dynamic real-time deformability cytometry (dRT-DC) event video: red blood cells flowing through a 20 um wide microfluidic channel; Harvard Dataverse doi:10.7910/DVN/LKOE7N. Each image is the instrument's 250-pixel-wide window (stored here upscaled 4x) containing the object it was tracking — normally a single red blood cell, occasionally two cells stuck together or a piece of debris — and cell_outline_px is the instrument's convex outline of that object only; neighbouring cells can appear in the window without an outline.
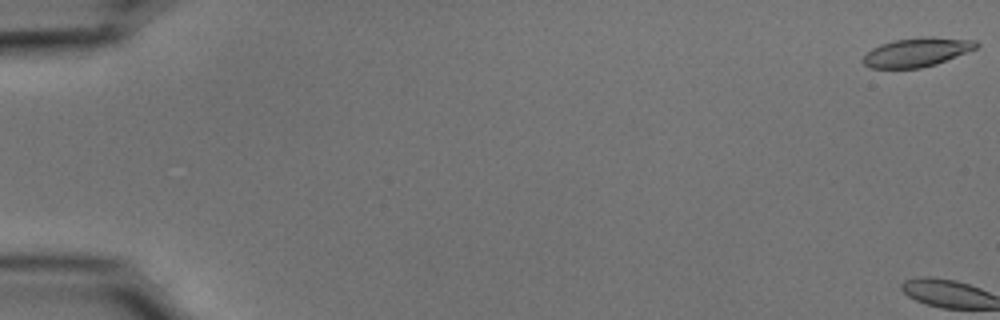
{"species": "common noctule bat (a hibernating species)", "species_latin": "Nyctalus noctula", "temperature_condition": "cold", "stored_images_in_passage": 3, "camera_frame_rate_fps": 3000, "um_per_image_px": 0.085, "animal": {"sex": "male", "body_mass_g": 15.6}, "frame": {"image": 1, "passage_image": 1, "time_ms": 0.0, "image_size_px": [1000, 320], "cell_outline_px": [[980, 44], [976, 48], [936, 64], [920, 68], [868, 68], [860, 60], [872, 48], [880, 44], [892, 40], [924, 36], [932, 36], [976, 40]], "centroid_in_image_um": [77.91, 4.42], "position_along_channel_um": 7.1, "area_um2": 19.25}}